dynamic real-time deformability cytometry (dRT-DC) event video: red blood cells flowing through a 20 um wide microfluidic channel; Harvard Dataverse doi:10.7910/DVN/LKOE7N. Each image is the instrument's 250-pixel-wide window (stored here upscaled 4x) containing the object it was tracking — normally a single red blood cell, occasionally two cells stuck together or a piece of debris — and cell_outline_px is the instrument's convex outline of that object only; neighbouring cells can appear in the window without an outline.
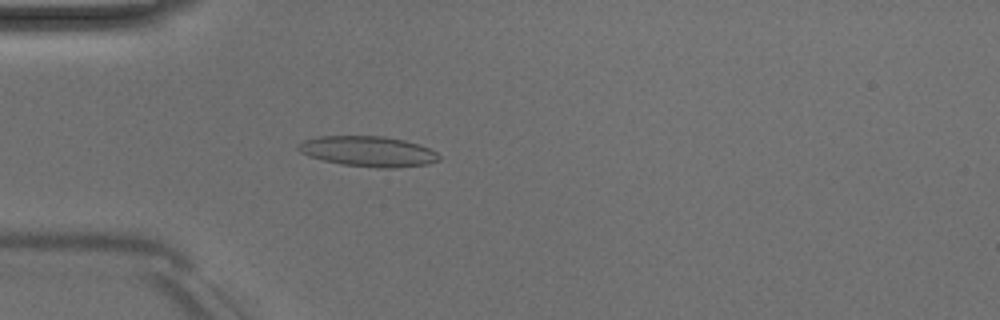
{"species": "Egyptian fruit bat (a non-hibernating species)", "species_latin": "Rousettus aegyptiacus", "temperature_condition": "room temperature", "stored_images_in_passage": 43, "camera_frame_rate_fps": 3000, "um_per_image_px": 0.085, "animal": {"sex": "male"}, "frame": {"image": 1, "passage_image": 7, "time_ms": 2.0, "image_size_px": [1000, 320], "cell_outline_px": [[440, 160], [428, 164], [396, 168], [376, 168], [340, 164], [308, 156], [300, 152], [296, 148], [296, 144], [304, 140], [320, 136], [384, 136], [404, 140], [420, 144], [436, 152], [440, 156]], "centroid_in_image_um": [31.29, 12.87], "position_along_channel_um": 53.7, "area_um2": 25.14}}
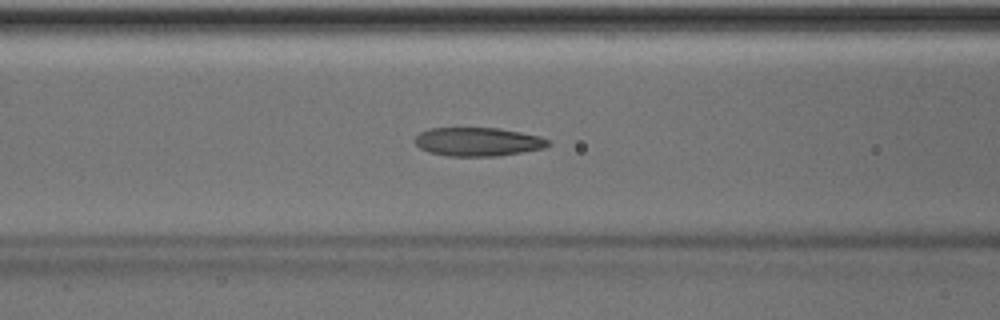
{"frame": {"image": 2, "passage_image": 13, "time_ms": 4.0, "image_size_px": [1000, 320], "cell_outline_px": [[552, 144], [544, 148], [500, 156], [448, 156], [428, 152], [420, 148], [412, 140], [420, 132], [432, 128], [500, 128], [540, 136], [548, 140]], "centroid_in_image_um": [40.62, 12.05], "position_along_channel_um": 126.0, "area_um2": 22.37}}
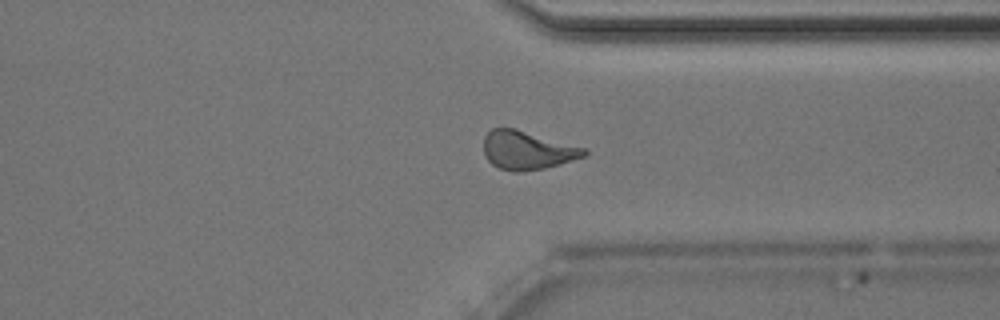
{"frame": {"image": 3, "passage_image": 31, "time_ms": 10.0, "image_size_px": [1000, 320], "cell_outline_px": [[588, 152], [584, 156], [572, 160], [544, 168], [520, 172], [512, 172], [500, 168], [492, 164], [484, 156], [484, 136], [492, 128], [516, 128], [588, 148]], "centroid_in_image_um": [44.82, 12.76], "position_along_channel_um": 366.6, "area_um2": 22.72}, "authors_computed_cell_mechanics": {"area_um2": 22.4842, "velocity_mm_per_s": 4.0145, "shape_relaxation_time_tau1_ms": 3.6423, "shape_relaxation_time_tau2_ms": 2.0117, "deformation_change_tau1": 0.1267, "deformation_change_tau2": 0.0986}}